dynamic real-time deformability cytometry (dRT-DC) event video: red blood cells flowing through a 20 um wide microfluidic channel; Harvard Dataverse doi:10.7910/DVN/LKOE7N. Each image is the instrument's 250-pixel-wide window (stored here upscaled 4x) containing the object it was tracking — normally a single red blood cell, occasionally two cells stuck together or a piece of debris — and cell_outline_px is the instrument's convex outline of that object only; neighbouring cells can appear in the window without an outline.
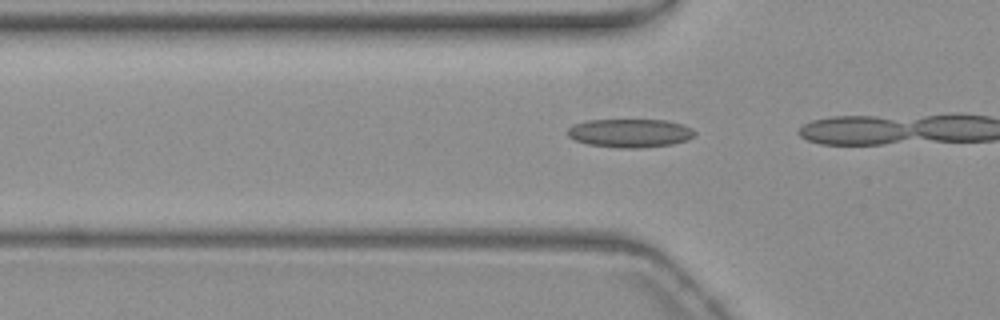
{"species": "common noctule bat (a hibernating species)", "species_latin": "Nyctalus noctula", "temperature_condition": "warm", "stored_images_in_passage": 15, "camera_frame_rate_fps": 3000, "um_per_image_px": 0.085, "animal": {"sex": "female", "body_mass_g": 19.3, "forearm_length_mm": 54.1}, "frame": {"image": 1, "passage_image": 13, "time_ms": 4.0, "image_size_px": [1000, 320], "cell_outline_px": [[696, 136], [688, 140], [672, 144], [644, 148], [620, 148], [588, 144], [576, 140], [568, 136], [568, 128], [572, 124], [588, 120], [664, 120], [684, 124], [692, 128], [696, 132]], "centroid_in_image_um": [53.59, 11.31], "position_along_channel_um": 72.2, "area_um2": 21.33}}